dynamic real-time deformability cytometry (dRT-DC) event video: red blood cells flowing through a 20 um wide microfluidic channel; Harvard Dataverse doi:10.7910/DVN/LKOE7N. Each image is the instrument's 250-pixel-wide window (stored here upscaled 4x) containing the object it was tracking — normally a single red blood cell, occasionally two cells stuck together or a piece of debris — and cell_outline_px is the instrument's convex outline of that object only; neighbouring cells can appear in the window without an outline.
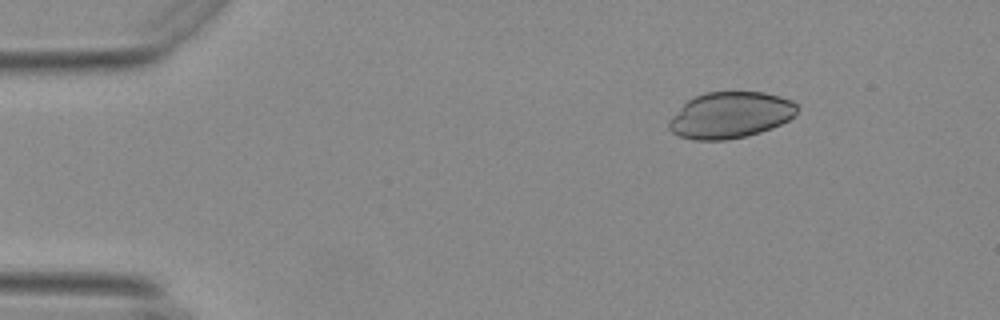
{"species": "Egyptian fruit bat (a non-hibernating species)", "species_latin": "Rousettus aegyptiacus", "temperature_condition": "warm", "stored_images_in_passage": 49, "camera_frame_rate_fps": 3000, "um_per_image_px": 0.085, "animal": {"sex": "female"}, "frame": {"image": 1, "passage_image": 2, "time_ms": 0.333, "image_size_px": [1000, 320], "cell_outline_px": [[796, 112], [788, 120], [772, 128], [760, 132], [728, 140], [696, 140], [680, 136], [672, 132], [668, 128], [668, 124], [672, 116], [688, 100], [704, 92], [764, 92], [780, 96], [792, 100], [796, 104]], "centroid_in_image_um": [62.07, 9.78], "position_along_channel_um": 22.9, "area_um2": 34.33}}